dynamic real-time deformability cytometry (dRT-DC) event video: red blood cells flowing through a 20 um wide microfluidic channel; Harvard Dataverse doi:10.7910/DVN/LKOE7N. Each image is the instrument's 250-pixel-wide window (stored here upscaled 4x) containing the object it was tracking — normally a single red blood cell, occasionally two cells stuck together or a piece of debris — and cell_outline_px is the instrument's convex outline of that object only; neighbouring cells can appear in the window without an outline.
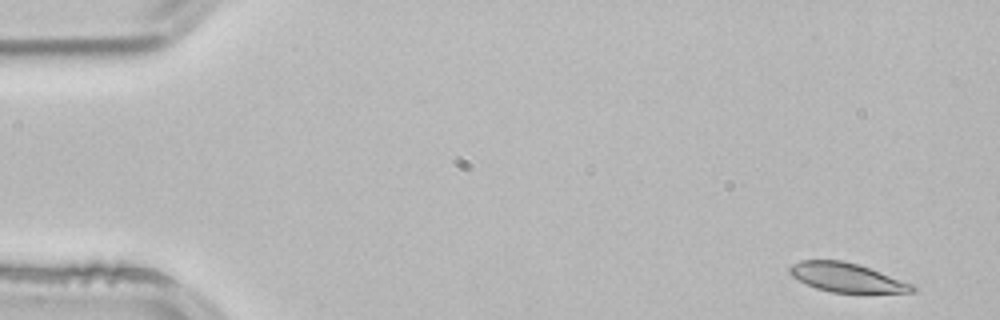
{"species": "common noctule bat (a hibernating species)", "species_latin": "Nyctalus noctula", "temperature_condition": "room temperature", "stored_images_in_passage": 3, "camera_frame_rate_fps": 3000, "um_per_image_px": 0.085, "animal": {"sex": "male", "body_mass_g": 21.5, "forearm_length_mm": 52.0}, "frame": {"image": 1, "passage_image": 1, "time_ms": 0.0, "image_size_px": [1000, 320], "cell_outline_px": [[916, 292], [832, 292], [816, 288], [792, 276], [788, 272], [788, 268], [792, 264], [800, 260], [840, 260], [856, 264], [916, 284]], "centroid_in_image_um": [71.98, 23.58], "position_along_channel_um": 13.0, "area_um2": 20.52}}
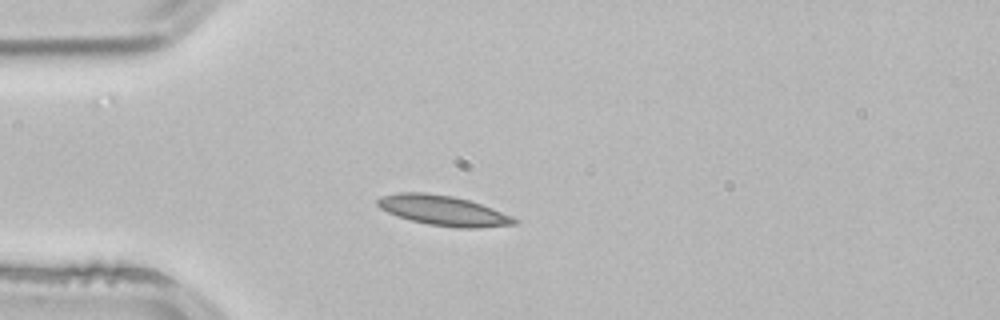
{"frame": {"image": 2, "passage_image": 3, "time_ms": 0.667, "image_size_px": [1000, 320], "cell_outline_px": [[520, 220], [516, 224], [480, 228], [456, 228], [428, 224], [412, 220], [388, 212], [380, 208], [376, 204], [376, 200], [380, 196], [400, 192], [424, 192], [452, 196], [468, 200], [492, 208], [512, 216]], "centroid_in_image_um": [37.69, 17.89], "position_along_channel_um": 47.3, "area_um2": 23.87}}